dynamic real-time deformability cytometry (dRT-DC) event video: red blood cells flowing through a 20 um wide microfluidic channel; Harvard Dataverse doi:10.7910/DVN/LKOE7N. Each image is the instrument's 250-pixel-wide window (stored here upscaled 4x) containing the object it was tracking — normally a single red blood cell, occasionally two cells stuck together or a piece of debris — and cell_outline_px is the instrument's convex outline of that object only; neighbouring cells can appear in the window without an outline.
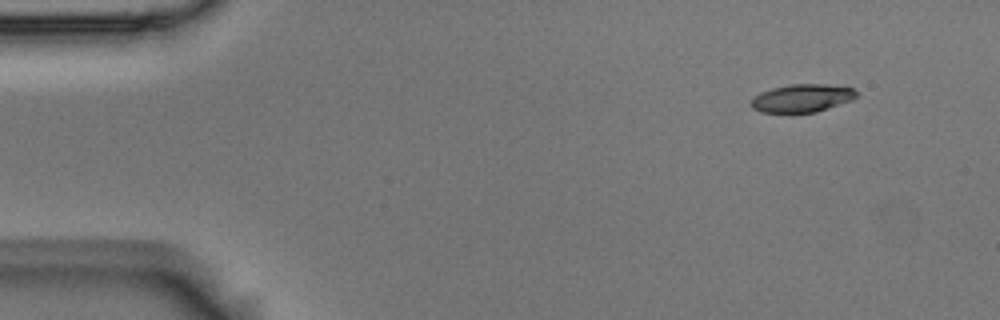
{"species": "Egyptian fruit bat (a non-hibernating species)", "species_latin": "Rousettus aegyptiacus", "temperature_condition": "room temperature", "stored_images_in_passage": 4, "camera_frame_rate_fps": 3000, "um_per_image_px": 0.085, "animal": {"sex": "male"}, "frame": {"image": 1, "passage_image": 1, "time_ms": 0.0, "image_size_px": [1000, 320], "cell_outline_px": [[856, 96], [852, 100], [816, 112], [792, 116], [760, 112], [752, 108], [748, 104], [760, 92], [772, 88], [792, 84], [824, 84], [852, 88], [856, 92]], "centroid_in_image_um": [68.09, 8.4], "position_along_channel_um": 16.9, "area_um2": 17.8}}
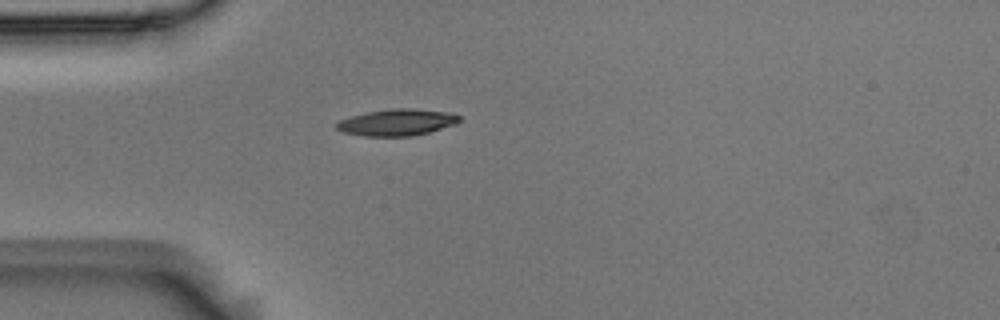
{"frame": {"image": 2, "passage_image": 4, "time_ms": 1.0, "image_size_px": [1000, 320], "cell_outline_px": [[460, 120], [456, 124], [428, 132], [412, 136], [364, 136], [344, 132], [336, 128], [336, 124], [340, 120], [352, 116], [368, 112], [392, 108], [412, 108], [448, 112], [460, 116]], "centroid_in_image_um": [33.76, 10.4], "position_along_channel_um": 51.2, "area_um2": 18.84}}